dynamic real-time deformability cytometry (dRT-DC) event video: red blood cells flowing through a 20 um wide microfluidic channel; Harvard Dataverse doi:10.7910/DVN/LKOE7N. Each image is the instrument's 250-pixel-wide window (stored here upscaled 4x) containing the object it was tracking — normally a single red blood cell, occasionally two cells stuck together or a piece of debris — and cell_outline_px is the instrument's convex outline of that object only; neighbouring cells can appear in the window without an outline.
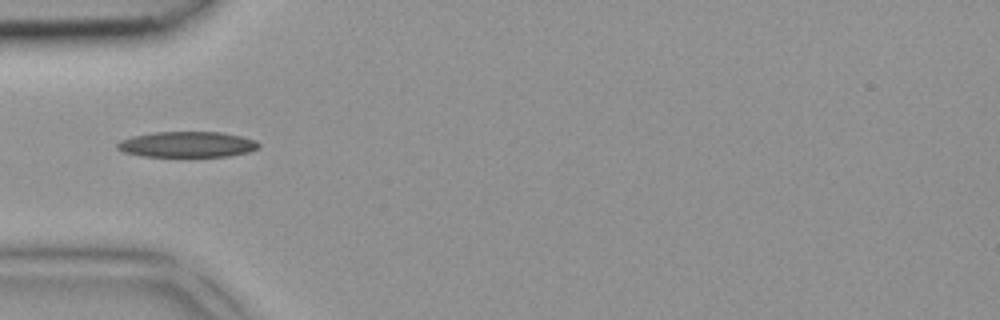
{"species": "common noctule bat (a hibernating species)", "species_latin": "Nyctalus noctula", "temperature_condition": "room temperature", "stored_images_in_passage": 1, "camera_frame_rate_fps": 3000, "um_per_image_px": 0.085, "animal": {"sex": "female", "body_mass_g": 18.4}, "frame": {"image": 1, "passage_image": 1, "time_ms": 0.0, "image_size_px": [1000, 320], "cell_outline_px": [[260, 148], [248, 152], [228, 156], [140, 156], [124, 152], [116, 148], [116, 144], [120, 140], [132, 136], [152, 132], [220, 132], [240, 136], [256, 140], [260, 144]], "centroid_in_image_um": [15.89, 12.27], "position_along_channel_um": 69.1, "area_um2": 21.21}}